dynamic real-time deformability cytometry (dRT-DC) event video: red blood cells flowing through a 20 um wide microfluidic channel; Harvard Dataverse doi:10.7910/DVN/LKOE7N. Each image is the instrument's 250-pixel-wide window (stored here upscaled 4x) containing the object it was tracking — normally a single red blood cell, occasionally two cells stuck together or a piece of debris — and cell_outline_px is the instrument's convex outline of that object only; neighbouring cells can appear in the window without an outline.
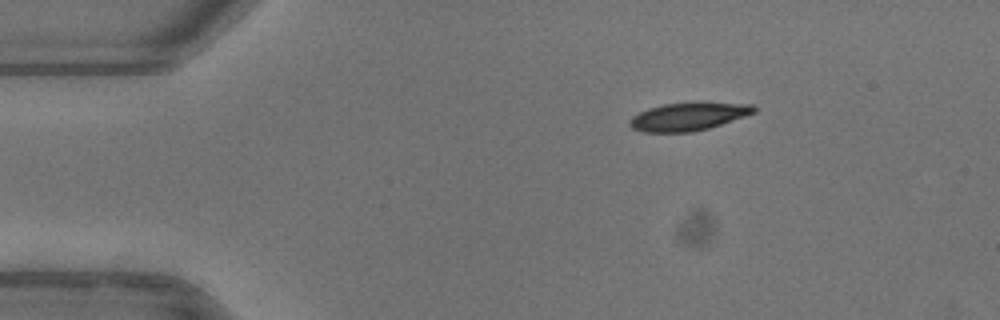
{"species": "common noctule bat (a hibernating species)", "species_latin": "Nyctalus noctula", "temperature_condition": "warm", "stored_images_in_passage": 44, "camera_frame_rate_fps": 3000, "um_per_image_px": 0.085, "animal": {"sex": "female"}, "frame": {"image": 1, "passage_image": 1, "time_ms": 0.0, "image_size_px": [1000, 320], "cell_outline_px": [[756, 112], [708, 128], [692, 132], [644, 132], [632, 128], [628, 124], [628, 120], [632, 116], [648, 108], [664, 104], [752, 104], [756, 108]], "centroid_in_image_um": [58.42, 9.94], "position_along_channel_um": 26.6, "area_um2": 19.54}}
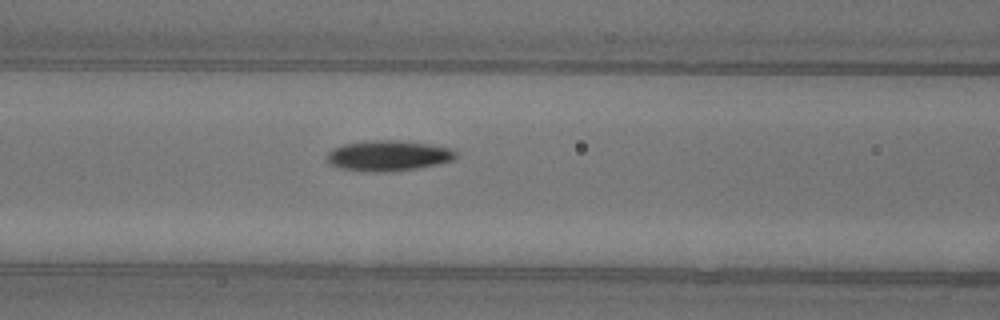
{"frame": {"image": 2, "passage_image": 14, "time_ms": 4.333, "image_size_px": [1000, 320], "cell_outline_px": [[456, 156], [452, 160], [436, 164], [416, 168], [392, 172], [360, 172], [340, 168], [332, 164], [328, 160], [328, 152], [332, 148], [344, 144], [372, 140], [400, 140], [432, 144], [452, 148], [456, 152]], "centroid_in_image_um": [33.01, 13.23], "position_along_channel_um": 133.6, "area_um2": 23.06}}
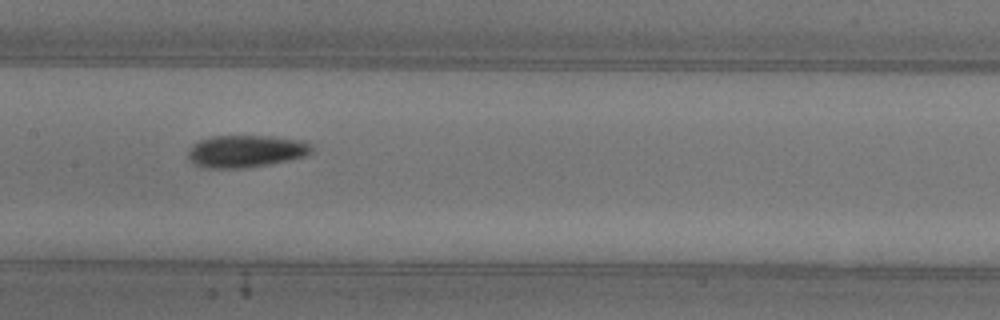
{"frame": {"image": 3, "passage_image": 18, "time_ms": 5.667, "image_size_px": [1000, 320], "cell_outline_px": [[312, 152], [304, 156], [288, 160], [248, 168], [208, 168], [196, 164], [188, 160], [188, 152], [192, 144], [200, 140], [212, 136], [268, 136], [300, 140], [312, 144]], "centroid_in_image_um": [20.88, 12.85], "position_along_channel_um": 186.5, "area_um2": 23.18}, "authors_computed_cell_mechanics": {"area_um2": 21.8484, "velocity_mm_per_s": 3.9721, "shape_relaxation_time_tau1_ms": 3.664, "shape_relaxation_time_tau2_ms": 9.1803, "deformation_change_tau1": 0.1667, "deformation_change_tau2": 0.1634}}